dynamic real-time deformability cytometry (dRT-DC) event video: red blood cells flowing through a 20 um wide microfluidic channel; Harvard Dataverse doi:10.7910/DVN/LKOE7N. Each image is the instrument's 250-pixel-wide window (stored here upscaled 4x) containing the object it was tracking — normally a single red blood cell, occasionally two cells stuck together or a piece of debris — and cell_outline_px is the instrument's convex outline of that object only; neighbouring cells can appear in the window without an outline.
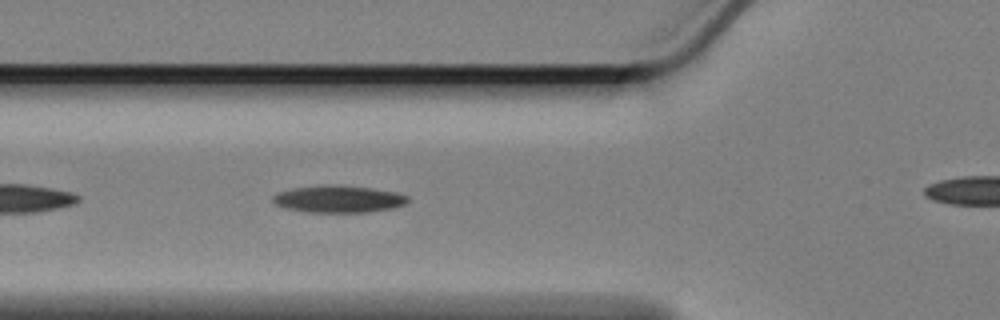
{"species": "Egyptian fruit bat (a non-hibernating species)", "species_latin": "Rousettus aegyptiacus", "temperature_condition": "cold", "stored_images_in_passage": 18, "camera_frame_rate_fps": 3000, "um_per_image_px": 0.085, "animal": {"sex": "female"}, "frame": {"image": 1, "passage_image": 6, "time_ms": 1.667, "image_size_px": [1000, 320], "cell_outline_px": [[408, 200], [404, 204], [392, 208], [368, 212], [308, 212], [284, 208], [276, 204], [272, 200], [272, 196], [280, 192], [292, 188], [336, 184], [372, 188], [396, 192], [408, 196]], "centroid_in_image_um": [28.77, 16.91], "position_along_channel_um": 97.0, "area_um2": 21.21}}
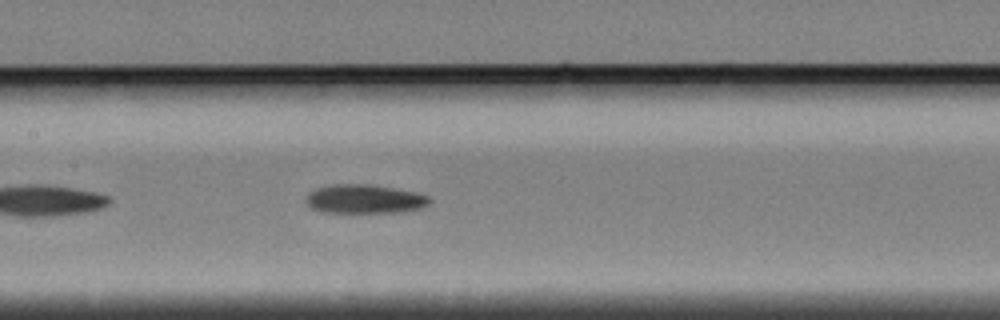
{"frame": {"image": 2, "passage_image": 13, "time_ms": 4.0, "image_size_px": [1000, 320], "cell_outline_px": [[428, 204], [420, 208], [396, 212], [324, 212], [312, 208], [304, 200], [308, 192], [316, 188], [332, 184], [368, 184], [392, 188], [412, 192], [428, 196]], "centroid_in_image_um": [30.89, 16.91], "position_along_channel_um": 176.5, "area_um2": 20.46}}